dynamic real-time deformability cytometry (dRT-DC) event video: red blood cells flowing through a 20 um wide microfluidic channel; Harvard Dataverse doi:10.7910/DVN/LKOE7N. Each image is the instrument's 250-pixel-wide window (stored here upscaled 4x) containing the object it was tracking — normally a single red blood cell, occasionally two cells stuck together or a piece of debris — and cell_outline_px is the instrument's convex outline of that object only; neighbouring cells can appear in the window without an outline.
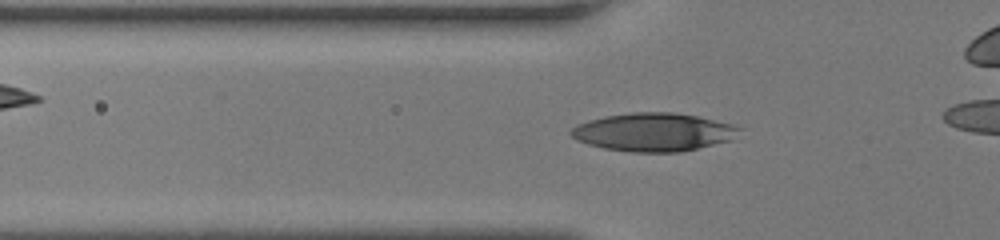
{"species": "human", "species_latin": "Homo sapiens", "temperature_condition": "room temperature", "stored_images_in_passage": 33, "camera_frame_rate_fps": 3000, "um_per_image_px": 0.085, "donor": {"sex": "female"}, "frame": {"image": 1, "passage_image": 6, "time_ms": 1.667, "image_size_px": [1000, 240], "cell_outline_px": [[744, 128], [732, 140], [680, 152], [632, 152], [604, 148], [588, 144], [576, 140], [568, 132], [576, 124], [588, 120], [604, 116], [632, 112], [672, 112], [696, 116], [732, 124]], "centroid_in_image_um": [55.54, 11.22], "position_along_channel_um": 70.3, "area_um2": 37.63}}
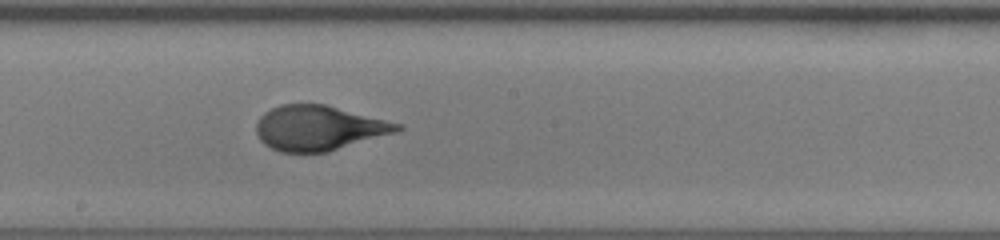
{"frame": {"image": 2, "passage_image": 17, "time_ms": 5.333, "image_size_px": [1000, 240], "cell_outline_px": [[404, 128], [396, 132], [328, 152], [280, 152], [264, 144], [260, 140], [256, 132], [256, 124], [260, 116], [264, 112], [280, 104], [324, 104], [404, 124]], "centroid_in_image_um": [27.1, 10.88], "position_along_channel_um": 221.1, "area_um2": 36.93}}
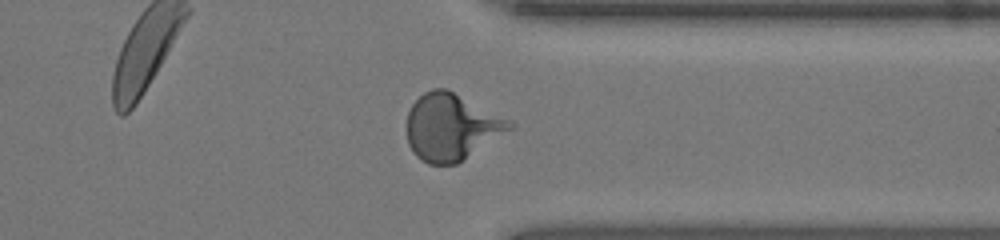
{"frame": {"image": 3, "passage_image": 28, "time_ms": 9.0, "image_size_px": [1000, 240], "cell_outline_px": [[516, 128], [456, 164], [428, 164], [420, 160], [416, 156], [408, 144], [408, 112], [412, 104], [424, 92], [432, 88], [448, 88], [516, 124]], "centroid_in_image_um": [38.39, 10.8], "position_along_channel_um": 373.0, "area_um2": 40.0}}